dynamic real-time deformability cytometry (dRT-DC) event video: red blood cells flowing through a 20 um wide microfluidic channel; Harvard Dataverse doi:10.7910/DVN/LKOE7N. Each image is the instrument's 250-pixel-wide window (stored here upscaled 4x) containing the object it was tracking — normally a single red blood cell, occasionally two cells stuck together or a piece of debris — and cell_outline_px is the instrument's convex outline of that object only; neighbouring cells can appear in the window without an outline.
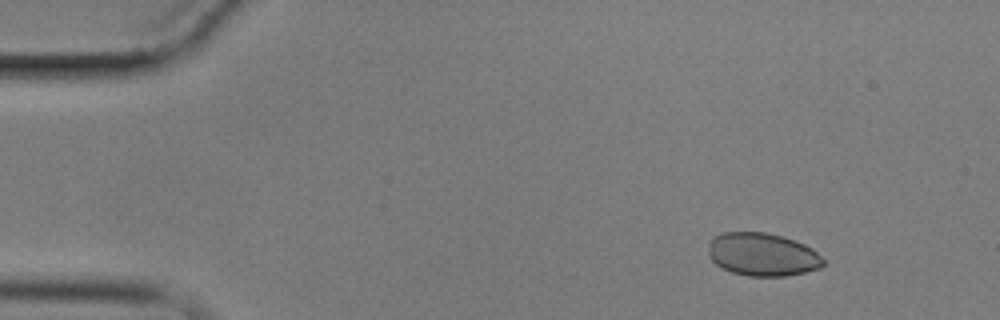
{"species": "common noctule bat (a hibernating species)", "species_latin": "Nyctalus noctula", "temperature_condition": "cold", "stored_images_in_passage": 10, "camera_frame_rate_fps": 3000, "um_per_image_px": 0.085, "animal": {"sex": "male", "body_mass_g": 17.9}, "frame": {"image": 1, "passage_image": 2, "time_ms": 1.0, "image_size_px": [1000, 320], "cell_outline_px": [[824, 264], [820, 268], [804, 272], [784, 276], [748, 276], [732, 272], [716, 264], [708, 256], [708, 244], [712, 236], [724, 232], [764, 232], [784, 236], [804, 244], [812, 248], [824, 260]], "centroid_in_image_um": [64.78, 21.62], "position_along_channel_um": 20.2, "area_um2": 28.96}}
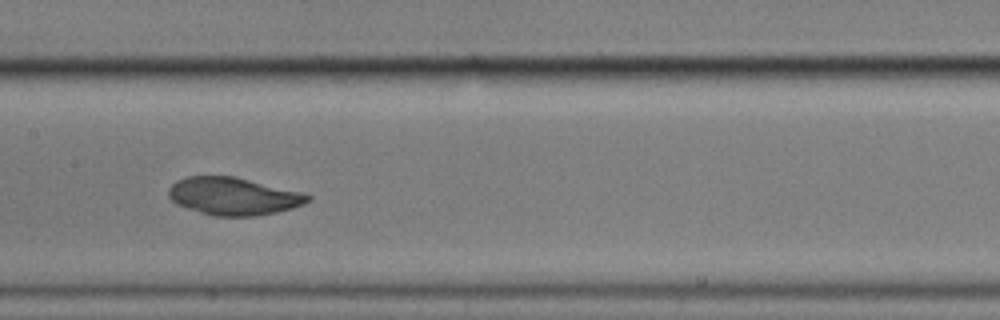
{"frame": {"image": 2, "passage_image": 8, "time_ms": 8.333, "image_size_px": [1000, 320], "cell_outline_px": [[312, 200], [304, 204], [292, 208], [276, 212], [256, 216], [212, 216], [176, 204], [168, 196], [168, 188], [176, 180], [184, 176], [236, 176], [300, 192], [312, 196]], "centroid_in_image_um": [19.82, 16.67], "position_along_channel_um": 187.6, "area_um2": 30.63}}
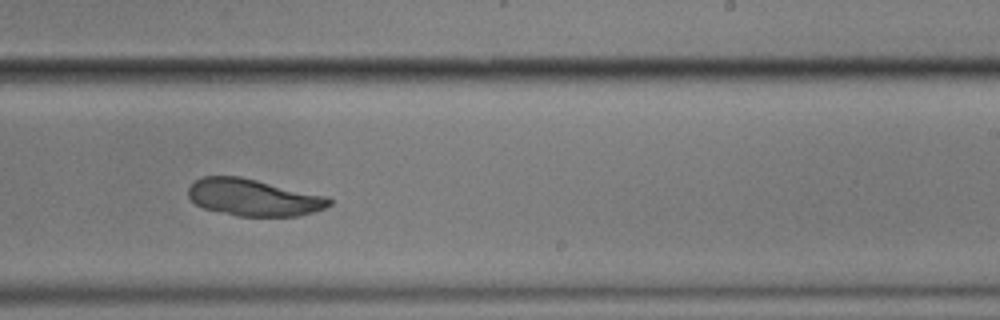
{"frame": {"image": 3, "passage_image": 10, "time_ms": 10.667, "image_size_px": [1000, 320], "cell_outline_px": [[332, 204], [316, 212], [296, 216], [236, 216], [204, 208], [196, 204], [188, 196], [188, 188], [196, 180], [204, 176], [240, 176], [328, 196], [332, 200]], "centroid_in_image_um": [21.58, 16.78], "position_along_channel_um": 267.4, "area_um2": 30.4}}